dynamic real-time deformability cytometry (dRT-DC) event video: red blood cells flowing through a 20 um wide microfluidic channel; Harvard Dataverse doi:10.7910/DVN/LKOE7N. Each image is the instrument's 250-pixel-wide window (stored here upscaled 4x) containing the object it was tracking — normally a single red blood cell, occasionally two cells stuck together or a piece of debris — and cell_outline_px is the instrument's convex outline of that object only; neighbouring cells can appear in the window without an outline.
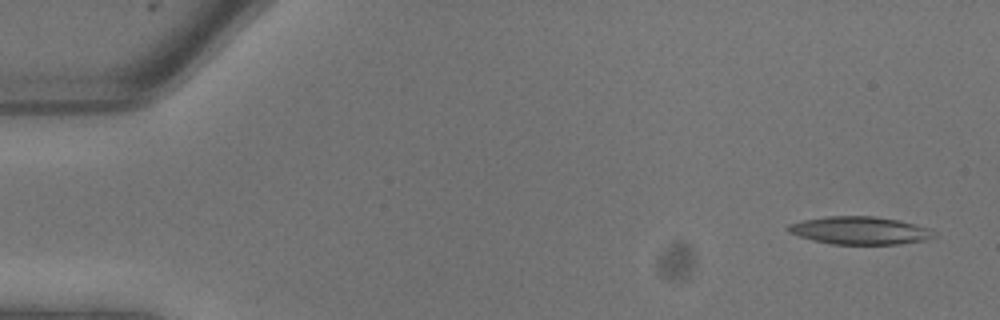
{"species": "common noctule bat (a hibernating species)", "species_latin": "Nyctalus noctula", "temperature_condition": "warm", "stored_images_in_passage": 11, "camera_frame_rate_fps": 3000, "um_per_image_px": 0.085, "animal": {"sex": "male", "body_mass_g": 13.3}, "frame": {"image": 1, "passage_image": 1, "time_ms": 0.0, "image_size_px": [1000, 320], "cell_outline_px": [[936, 236], [924, 240], [900, 244], [832, 244], [812, 240], [788, 232], [784, 228], [788, 224], [804, 220], [824, 216], [876, 216], [900, 220], [932, 228]], "centroid_in_image_um": [73.09, 19.58], "position_along_channel_um": 11.9, "area_um2": 23.87}}
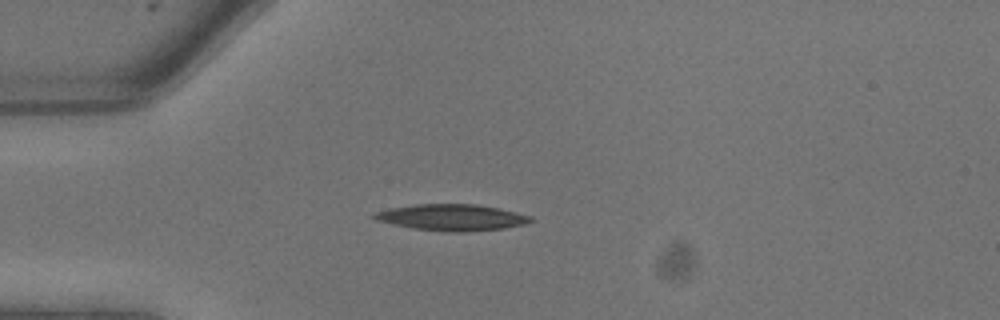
{"frame": {"image": 2, "passage_image": 6, "time_ms": 1.667, "image_size_px": [1000, 320], "cell_outline_px": [[536, 220], [524, 224], [504, 228], [464, 232], [452, 232], [412, 228], [392, 224], [376, 220], [368, 216], [372, 212], [388, 208], [416, 204], [476, 204], [500, 208], [532, 216]], "centroid_in_image_um": [38.37, 18.47], "position_along_channel_um": 46.6, "area_um2": 24.28}}
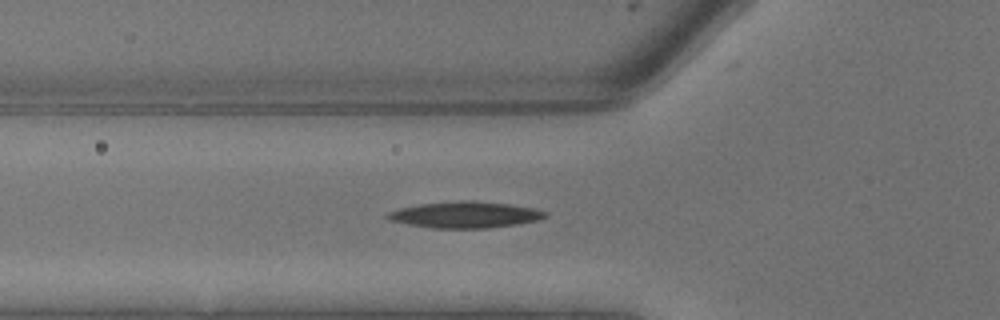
{"frame": {"image": 3, "passage_image": 8, "time_ms": 2.333, "image_size_px": [1000, 320], "cell_outline_px": [[548, 216], [540, 220], [516, 224], [488, 228], [432, 228], [408, 224], [388, 220], [384, 216], [388, 212], [400, 208], [420, 204], [460, 200], [472, 200], [512, 204], [532, 208], [548, 212]], "centroid_in_image_um": [39.55, 18.25], "position_along_channel_um": 86.3, "area_um2": 24.33}}